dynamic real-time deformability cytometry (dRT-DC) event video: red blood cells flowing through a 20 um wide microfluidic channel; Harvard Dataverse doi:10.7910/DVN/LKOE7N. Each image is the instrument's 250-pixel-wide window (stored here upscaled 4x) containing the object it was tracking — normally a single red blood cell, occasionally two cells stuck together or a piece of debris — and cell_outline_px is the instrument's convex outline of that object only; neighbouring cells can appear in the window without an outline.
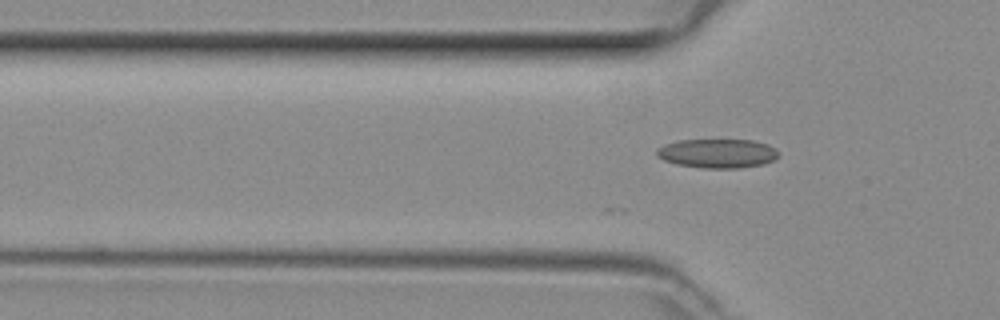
{"species": "common noctule bat (a hibernating species)", "species_latin": "Nyctalus noctula", "temperature_condition": "room temperature", "stored_images_in_passage": 43, "camera_frame_rate_fps": 3000, "um_per_image_px": 0.085, "animal": {"sex": "female", "body_mass_g": 29.2, "forearm_length_mm": 56.3}, "frame": {"image": 1, "passage_image": 14, "time_ms": 4.333, "image_size_px": [1000, 320], "cell_outline_px": [[780, 156], [764, 164], [740, 168], [704, 168], [676, 164], [664, 160], [656, 156], [656, 148], [664, 144], [680, 140], [752, 140], [768, 144], [776, 148]], "centroid_in_image_um": [60.99, 13.04], "position_along_channel_um": 64.8, "area_um2": 20.81}}
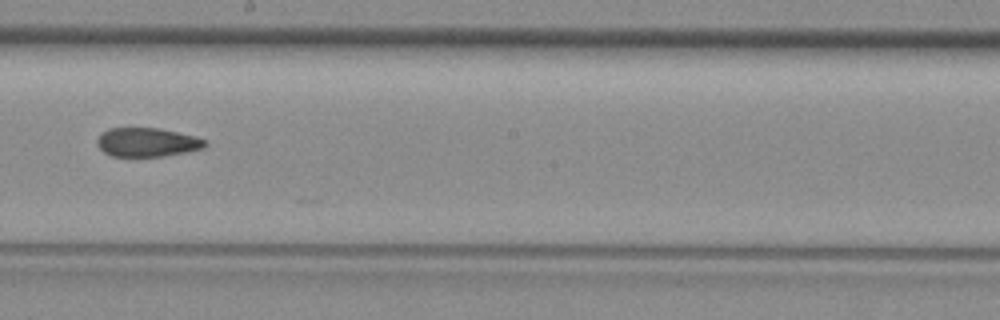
{"frame": {"image": 2, "passage_image": 26, "time_ms": 8.333, "image_size_px": [1000, 320], "cell_outline_px": [[208, 144], [200, 148], [184, 152], [164, 156], [112, 156], [104, 152], [100, 148], [96, 140], [108, 128], [156, 128], [176, 132], [192, 136], [204, 140]], "centroid_in_image_um": [12.46, 12.09], "position_along_channel_um": 235.7, "area_um2": 17.69}}
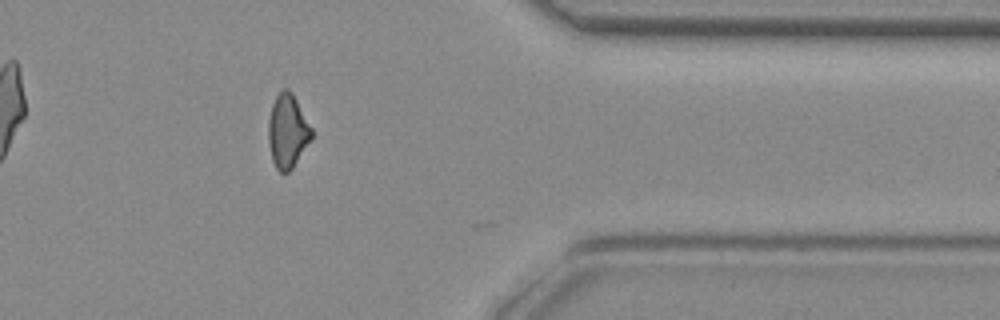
{"frame": {"image": 3, "passage_image": 38, "time_ms": 12.333, "image_size_px": [1000, 320], "cell_outline_px": [[312, 136], [292, 168], [288, 172], [280, 172], [276, 168], [272, 160], [268, 140], [268, 120], [272, 104], [276, 96], [284, 88], [288, 88], [292, 92], [312, 128]], "centroid_in_image_um": [24.42, 11.12], "position_along_channel_um": 387.0, "area_um2": 18.32}}